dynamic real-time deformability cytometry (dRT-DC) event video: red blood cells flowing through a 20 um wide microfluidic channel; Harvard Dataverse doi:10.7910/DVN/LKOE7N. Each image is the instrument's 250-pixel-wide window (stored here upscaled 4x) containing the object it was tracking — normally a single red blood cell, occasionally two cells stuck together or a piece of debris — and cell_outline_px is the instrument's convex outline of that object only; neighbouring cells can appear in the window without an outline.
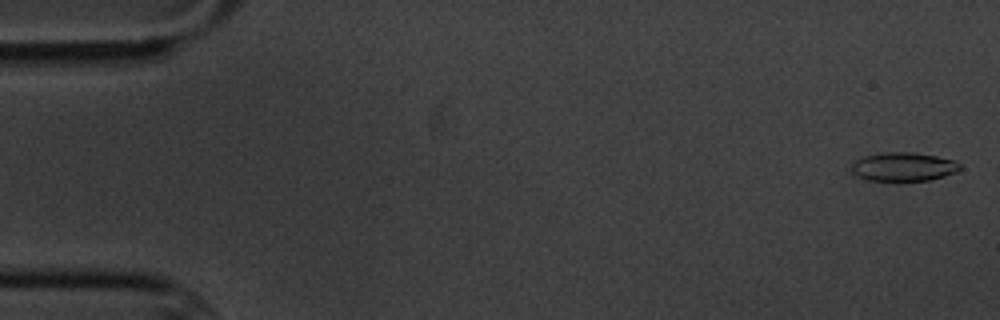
{"species": "common noctule bat (a hibernating species)", "species_latin": "Nyctalus noctula", "temperature_condition": "cold", "stored_images_in_passage": 10, "camera_frame_rate_fps": 3000, "um_per_image_px": 0.085, "animal": {"sex": "male", "body_mass_g": 20.1, "forearm_length_mm": 53.5}, "frame": {"image": 1, "passage_image": 1, "time_ms": 0.0, "image_size_px": [1000, 320], "cell_outline_px": [[960, 168], [956, 172], [944, 176], [928, 180], [868, 180], [856, 176], [852, 172], [852, 164], [856, 160], [864, 156], [888, 152], [912, 152], [936, 156], [952, 160], [960, 164]], "centroid_in_image_um": [76.77, 14.17], "position_along_channel_um": 8.2, "area_um2": 17.86}}
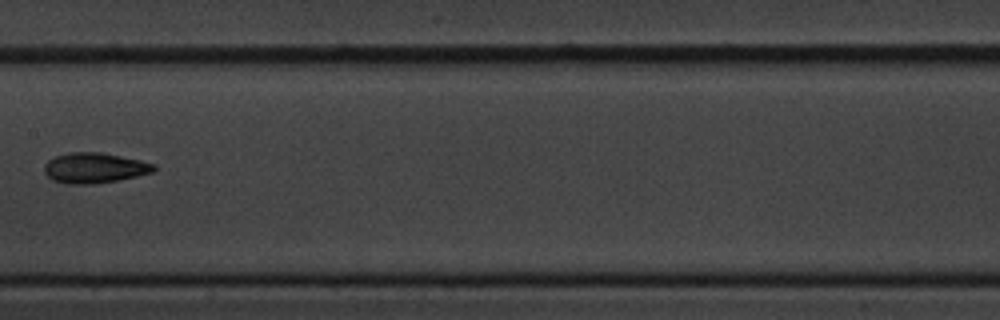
{"frame": {"image": 2, "passage_image": 9, "time_ms": 9.333, "image_size_px": [1000, 320], "cell_outline_px": [[156, 168], [152, 172], [136, 176], [116, 180], [92, 184], [68, 184], [52, 180], [44, 172], [44, 164], [48, 160], [56, 156], [68, 152], [104, 152], [140, 160], [156, 164]], "centroid_in_image_um": [8.01, 14.26], "position_along_channel_um": 199.4, "area_um2": 19.42}}
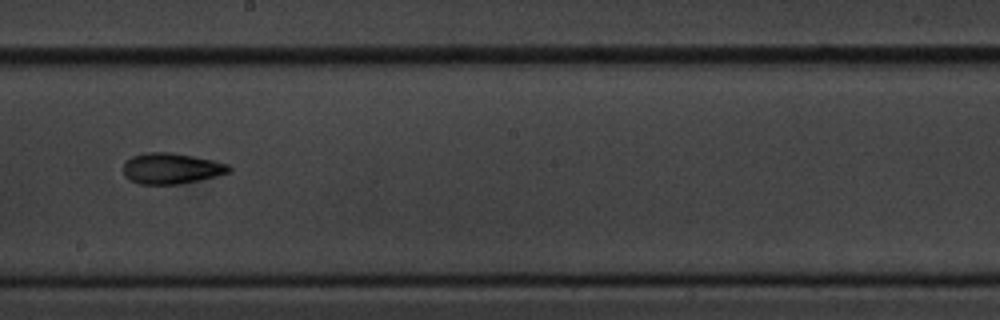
{"frame": {"image": 3, "passage_image": 10, "time_ms": 10.333, "image_size_px": [1000, 320], "cell_outline_px": [[232, 172], [200, 180], [180, 184], [140, 184], [128, 180], [124, 176], [124, 160], [132, 156], [148, 152], [172, 152], [212, 160], [228, 164], [232, 168]], "centroid_in_image_um": [14.55, 14.32], "position_along_channel_um": 233.6, "area_um2": 19.19}}